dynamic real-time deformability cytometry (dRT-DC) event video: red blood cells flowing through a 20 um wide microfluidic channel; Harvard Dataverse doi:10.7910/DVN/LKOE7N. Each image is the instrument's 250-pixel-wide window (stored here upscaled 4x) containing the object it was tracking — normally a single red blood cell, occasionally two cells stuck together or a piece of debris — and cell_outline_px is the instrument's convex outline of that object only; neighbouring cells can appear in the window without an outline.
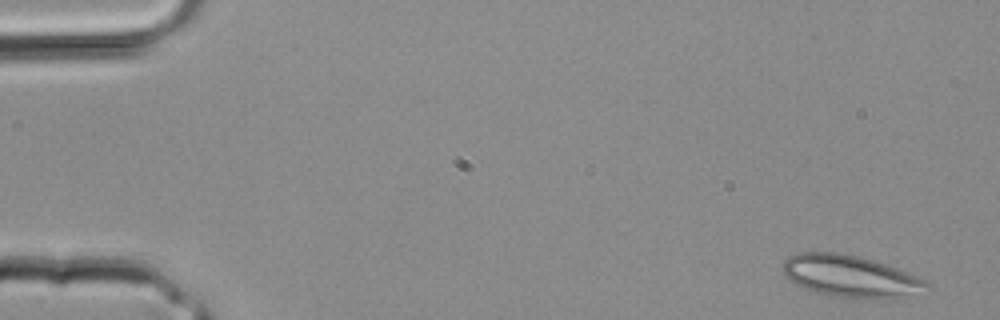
{"species": "common noctule bat (a hibernating species)", "species_latin": "Nyctalus noctula", "temperature_condition": "room temperature", "stored_images_in_passage": 2, "camera_frame_rate_fps": 3000, "um_per_image_px": 0.085, "animal": {"sex": "male", "body_mass_g": 20.4}, "frame": {"image": 1, "passage_image": 1, "time_ms": 0.0, "image_size_px": [1000, 320], "cell_outline_px": [[932, 288], [876, 300], [860, 300], [832, 296], [812, 292], [800, 288], [788, 280], [780, 272], [780, 268], [784, 260], [788, 256], [796, 252], [840, 252], [860, 256], [908, 272], [924, 280]], "centroid_in_image_um": [72.13, 23.48], "position_along_channel_um": 12.9, "area_um2": 35.66}}